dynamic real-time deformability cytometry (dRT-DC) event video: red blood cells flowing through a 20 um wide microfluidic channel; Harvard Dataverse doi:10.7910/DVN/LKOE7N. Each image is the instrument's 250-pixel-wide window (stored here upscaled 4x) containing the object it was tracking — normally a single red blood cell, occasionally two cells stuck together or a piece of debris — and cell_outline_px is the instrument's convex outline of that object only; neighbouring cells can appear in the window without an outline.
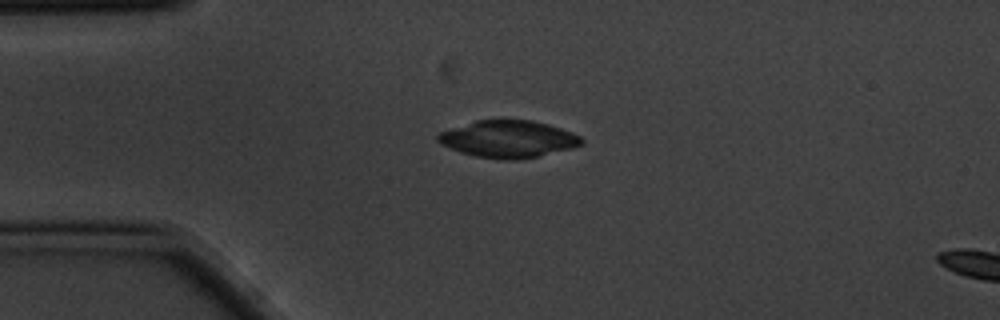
{"species": "common noctule bat (a hibernating species)", "species_latin": "Nyctalus noctula", "temperature_condition": "cold", "stored_images_in_passage": 5, "camera_frame_rate_fps": 3000, "um_per_image_px": 0.085, "animal": {"sex": "male", "body_mass_g": 20.1, "forearm_length_mm": 53.5}, "frame": {"image": 1, "passage_image": 4, "time_ms": 1.0, "image_size_px": [1000, 320], "cell_outline_px": [[584, 144], [572, 148], [536, 156], [516, 160], [500, 160], [476, 156], [460, 152], [440, 144], [436, 140], [436, 136], [440, 132], [476, 120], [532, 120], [548, 124], [572, 132], [580, 136], [584, 140]], "centroid_in_image_um": [43.2, 11.82], "position_along_channel_um": 41.8, "area_um2": 30.98}}